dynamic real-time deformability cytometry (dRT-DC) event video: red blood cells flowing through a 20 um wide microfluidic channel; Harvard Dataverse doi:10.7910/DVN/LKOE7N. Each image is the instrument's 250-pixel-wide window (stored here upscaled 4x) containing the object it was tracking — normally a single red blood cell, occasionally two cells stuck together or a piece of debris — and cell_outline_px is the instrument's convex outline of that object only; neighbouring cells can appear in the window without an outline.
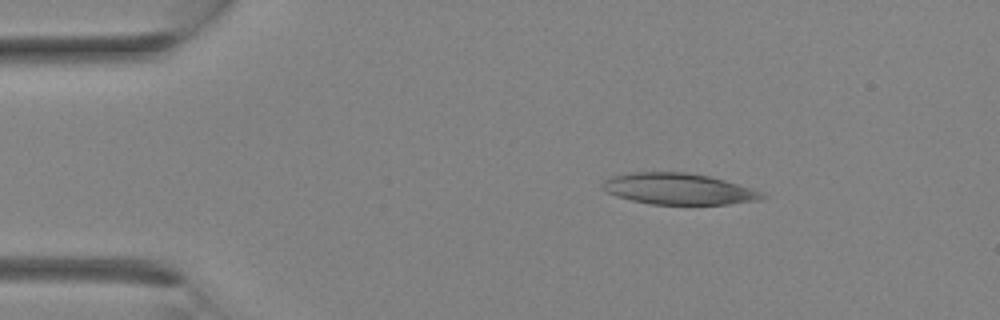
{"species": "Egyptian fruit bat (a non-hibernating species)", "species_latin": "Rousettus aegyptiacus", "temperature_condition": "room temperature", "stored_images_in_passage": 3, "segment_of_instrument_passage": [1, 2], "camera_frame_rate_fps": 3000, "um_per_image_px": 0.085, "animal": {"sex": "female"}, "frame": {"image": 1, "passage_image": 1, "time_ms": 0.0, "image_size_px": [1000, 320], "cell_outline_px": [[768, 196], [760, 200], [728, 204], [652, 204], [632, 200], [616, 196], [600, 188], [600, 184], [604, 180], [612, 176], [628, 172], [688, 172], [708, 176], [724, 180], [752, 188], [764, 192]], "centroid_in_image_um": [57.67, 16.05], "position_along_channel_um": 27.3, "area_um2": 29.19}}